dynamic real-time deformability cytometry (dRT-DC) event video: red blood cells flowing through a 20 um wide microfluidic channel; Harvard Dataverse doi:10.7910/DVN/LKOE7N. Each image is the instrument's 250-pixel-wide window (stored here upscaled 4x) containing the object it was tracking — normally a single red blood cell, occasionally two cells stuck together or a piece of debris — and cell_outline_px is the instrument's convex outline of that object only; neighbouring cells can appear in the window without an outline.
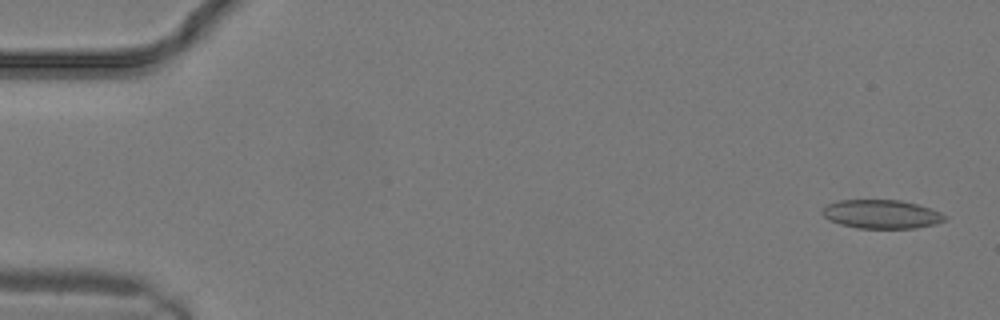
{"species": "common noctule bat (a hibernating species)", "species_latin": "Nyctalus noctula", "temperature_condition": "warm", "stored_images_in_passage": 6, "camera_frame_rate_fps": 3000, "um_per_image_px": 0.085, "animal": {"sex": "male", "body_mass_g": 19.2, "forearm_length_mm": 51.8}, "frame": {"image": 1, "passage_image": 1, "time_ms": 0.0, "image_size_px": [1000, 320], "cell_outline_px": [[948, 216], [944, 220], [936, 224], [916, 228], [856, 228], [840, 224], [824, 216], [820, 212], [828, 204], [836, 200], [900, 200], [916, 204], [940, 212]], "centroid_in_image_um": [74.92, 18.2], "position_along_channel_um": 10.1, "area_um2": 20.4}}